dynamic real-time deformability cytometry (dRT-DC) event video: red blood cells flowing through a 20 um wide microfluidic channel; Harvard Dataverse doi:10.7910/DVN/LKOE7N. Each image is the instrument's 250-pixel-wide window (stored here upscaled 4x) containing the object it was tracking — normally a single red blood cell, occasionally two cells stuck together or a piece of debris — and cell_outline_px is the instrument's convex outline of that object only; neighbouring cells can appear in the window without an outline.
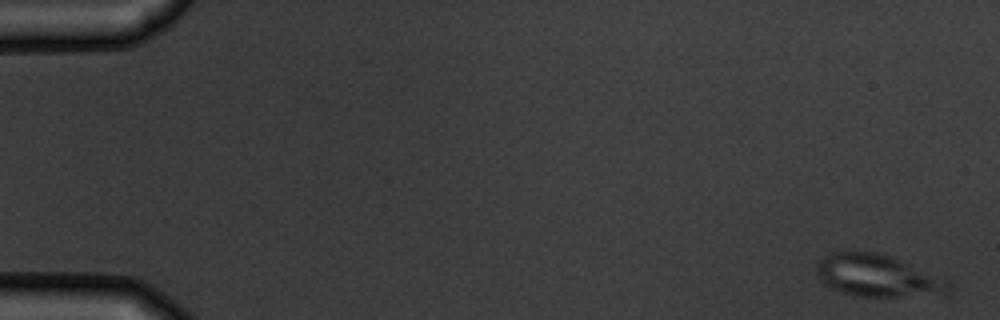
{"species": "common noctule bat (a hibernating species)", "species_latin": "Nyctalus noctula", "temperature_condition": "warm", "stored_images_in_passage": 5, "camera_frame_rate_fps": 3000, "um_per_image_px": 0.085, "animal": {"sex": "male", "body_mass_g": 19.5, "forearm_length_mm": 54.6}, "frame": {"image": 1, "passage_image": 1, "time_ms": 0.0, "image_size_px": [1000, 320], "cell_outline_px": [[948, 288], [944, 296], [860, 296], [840, 292], [820, 284], [816, 272], [816, 260], [828, 252], [844, 248], [876, 252], [892, 256], [900, 260], [944, 284]], "centroid_in_image_um": [74.3, 23.4], "position_along_channel_um": 10.7, "area_um2": 32.31}}